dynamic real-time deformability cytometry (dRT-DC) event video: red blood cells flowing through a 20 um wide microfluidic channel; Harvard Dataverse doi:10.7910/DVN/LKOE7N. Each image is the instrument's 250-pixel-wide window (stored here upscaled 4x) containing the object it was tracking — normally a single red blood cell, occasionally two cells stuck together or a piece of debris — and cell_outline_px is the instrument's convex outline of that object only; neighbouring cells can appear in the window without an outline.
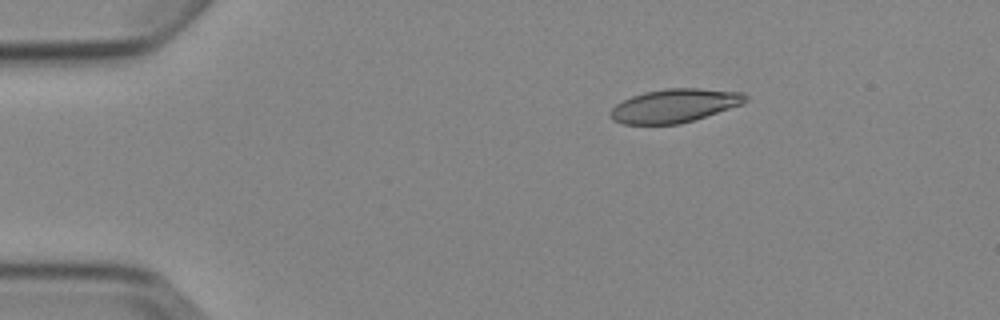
{"species": "Egyptian fruit bat (a non-hibernating species)", "species_latin": "Rousettus aegyptiacus", "temperature_condition": "cold", "stored_images_in_passage": 5, "camera_frame_rate_fps": 3000, "um_per_image_px": 0.085, "animal": {"sex": "female"}, "frame": {"image": 1, "passage_image": 3, "time_ms": 2.333, "image_size_px": [1000, 320], "cell_outline_px": [[748, 100], [744, 104], [680, 124], [624, 124], [612, 120], [612, 108], [616, 104], [632, 96], [644, 92], [664, 88], [700, 88], [744, 92], [748, 96]], "centroid_in_image_um": [57.39, 8.97], "position_along_channel_um": 27.6, "area_um2": 26.41}}